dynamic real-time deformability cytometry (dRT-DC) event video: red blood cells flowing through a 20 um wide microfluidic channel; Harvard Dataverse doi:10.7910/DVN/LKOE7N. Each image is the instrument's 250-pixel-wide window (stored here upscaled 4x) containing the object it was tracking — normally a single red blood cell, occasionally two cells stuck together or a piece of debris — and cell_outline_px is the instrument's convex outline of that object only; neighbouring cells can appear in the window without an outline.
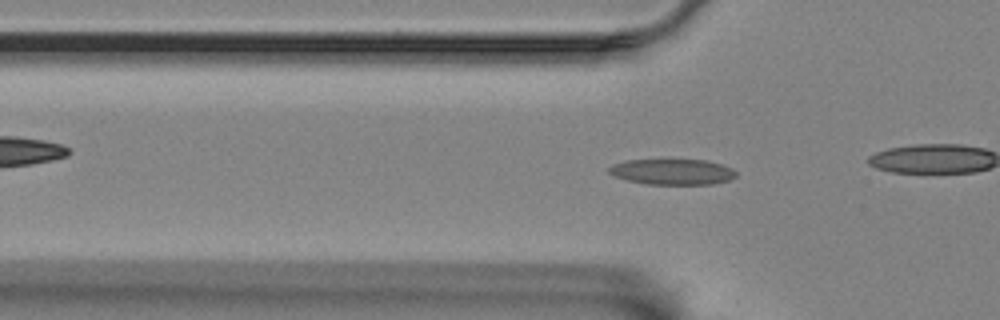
{"species": "Egyptian fruit bat (a non-hibernating species)", "species_latin": "Rousettus aegyptiacus", "temperature_condition": "room temperature", "stored_images_in_passage": 41, "camera_frame_rate_fps": 3000, "um_per_image_px": 0.085, "animal": {"sex": "female"}, "frame": {"image": 1, "passage_image": 13, "time_ms": 4.0, "image_size_px": [1000, 320], "cell_outline_px": [[736, 176], [728, 180], [712, 184], [648, 184], [628, 180], [612, 176], [608, 172], [608, 168], [612, 164], [624, 160], [708, 160], [732, 168], [736, 172]], "centroid_in_image_um": [57.12, 14.6], "position_along_channel_um": 68.7, "area_um2": 19.02}}
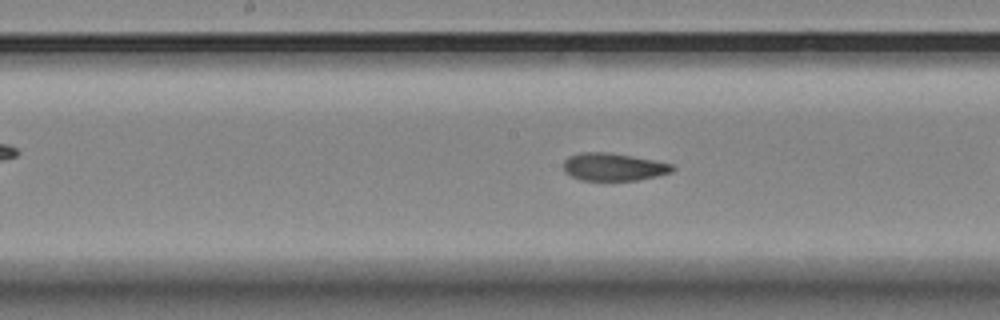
{"frame": {"image": 2, "passage_image": 24, "time_ms": 7.667, "image_size_px": [1000, 320], "cell_outline_px": [[676, 168], [672, 172], [656, 176], [636, 180], [580, 180], [564, 172], [564, 160], [568, 156], [580, 152], [608, 152], [656, 160], [672, 164]], "centroid_in_image_um": [52.14, 14.18], "position_along_channel_um": 196.1, "area_um2": 17.63}}
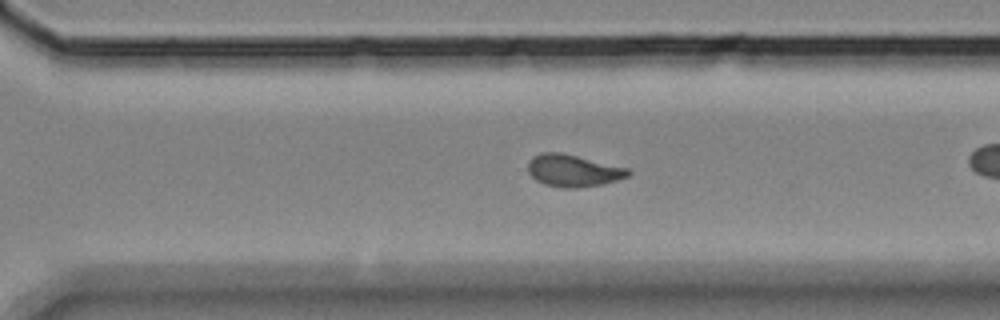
{"frame": {"image": 3, "passage_image": 35, "time_ms": 11.333, "image_size_px": [1000, 320], "cell_outline_px": [[632, 172], [628, 176], [616, 180], [600, 184], [576, 188], [564, 188], [544, 184], [536, 180], [528, 172], [528, 160], [532, 156], [540, 152], [560, 152], [628, 168]], "centroid_in_image_um": [48.68, 14.49], "position_along_channel_um": 321.9, "area_um2": 18.67}}